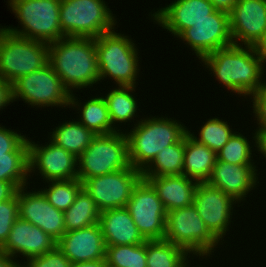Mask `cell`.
I'll use <instances>...</instances> for the list:
<instances>
[{"label": "cell", "mask_w": 266, "mask_h": 267, "mask_svg": "<svg viewBox=\"0 0 266 267\" xmlns=\"http://www.w3.org/2000/svg\"><path fill=\"white\" fill-rule=\"evenodd\" d=\"M201 61L231 92L251 96L262 89L264 66L254 46L232 44L204 56Z\"/></svg>", "instance_id": "obj_1"}, {"label": "cell", "mask_w": 266, "mask_h": 267, "mask_svg": "<svg viewBox=\"0 0 266 267\" xmlns=\"http://www.w3.org/2000/svg\"><path fill=\"white\" fill-rule=\"evenodd\" d=\"M49 64L70 93L100 81L95 38L63 37L49 43Z\"/></svg>", "instance_id": "obj_2"}, {"label": "cell", "mask_w": 266, "mask_h": 267, "mask_svg": "<svg viewBox=\"0 0 266 267\" xmlns=\"http://www.w3.org/2000/svg\"><path fill=\"white\" fill-rule=\"evenodd\" d=\"M140 120L125 134L130 165L142 172L164 147L177 143L188 129L176 119L162 116Z\"/></svg>", "instance_id": "obj_3"}, {"label": "cell", "mask_w": 266, "mask_h": 267, "mask_svg": "<svg viewBox=\"0 0 266 267\" xmlns=\"http://www.w3.org/2000/svg\"><path fill=\"white\" fill-rule=\"evenodd\" d=\"M132 39L114 29L95 38L101 79L109 77L118 86H135L139 72L138 49Z\"/></svg>", "instance_id": "obj_4"}, {"label": "cell", "mask_w": 266, "mask_h": 267, "mask_svg": "<svg viewBox=\"0 0 266 267\" xmlns=\"http://www.w3.org/2000/svg\"><path fill=\"white\" fill-rule=\"evenodd\" d=\"M61 0H8L15 17L17 16L21 29L5 27L14 35L32 40L51 43L62 39L60 28Z\"/></svg>", "instance_id": "obj_5"}, {"label": "cell", "mask_w": 266, "mask_h": 267, "mask_svg": "<svg viewBox=\"0 0 266 267\" xmlns=\"http://www.w3.org/2000/svg\"><path fill=\"white\" fill-rule=\"evenodd\" d=\"M105 3L104 0H61L63 36L97 38L115 29L117 21Z\"/></svg>", "instance_id": "obj_6"}, {"label": "cell", "mask_w": 266, "mask_h": 267, "mask_svg": "<svg viewBox=\"0 0 266 267\" xmlns=\"http://www.w3.org/2000/svg\"><path fill=\"white\" fill-rule=\"evenodd\" d=\"M49 63V44L14 35L0 34V77L13 84L17 79Z\"/></svg>", "instance_id": "obj_7"}, {"label": "cell", "mask_w": 266, "mask_h": 267, "mask_svg": "<svg viewBox=\"0 0 266 267\" xmlns=\"http://www.w3.org/2000/svg\"><path fill=\"white\" fill-rule=\"evenodd\" d=\"M99 134L77 158L78 179L110 174L130 166L128 141L124 132Z\"/></svg>", "instance_id": "obj_8"}, {"label": "cell", "mask_w": 266, "mask_h": 267, "mask_svg": "<svg viewBox=\"0 0 266 267\" xmlns=\"http://www.w3.org/2000/svg\"><path fill=\"white\" fill-rule=\"evenodd\" d=\"M164 240L189 255L210 256L220 241L209 231L194 205L167 212Z\"/></svg>", "instance_id": "obj_9"}, {"label": "cell", "mask_w": 266, "mask_h": 267, "mask_svg": "<svg viewBox=\"0 0 266 267\" xmlns=\"http://www.w3.org/2000/svg\"><path fill=\"white\" fill-rule=\"evenodd\" d=\"M71 93L48 63L43 68L20 77L12 84V99L20 98L37 107L69 106ZM16 99V100H15Z\"/></svg>", "instance_id": "obj_10"}, {"label": "cell", "mask_w": 266, "mask_h": 267, "mask_svg": "<svg viewBox=\"0 0 266 267\" xmlns=\"http://www.w3.org/2000/svg\"><path fill=\"white\" fill-rule=\"evenodd\" d=\"M142 178L141 171L130 165L110 174L87 178L82 181V188L102 212L126 207L133 189Z\"/></svg>", "instance_id": "obj_11"}, {"label": "cell", "mask_w": 266, "mask_h": 267, "mask_svg": "<svg viewBox=\"0 0 266 267\" xmlns=\"http://www.w3.org/2000/svg\"><path fill=\"white\" fill-rule=\"evenodd\" d=\"M126 208L146 240L164 239L167 211L146 179L142 178L135 186Z\"/></svg>", "instance_id": "obj_12"}, {"label": "cell", "mask_w": 266, "mask_h": 267, "mask_svg": "<svg viewBox=\"0 0 266 267\" xmlns=\"http://www.w3.org/2000/svg\"><path fill=\"white\" fill-rule=\"evenodd\" d=\"M202 59L204 56L233 43L230 33L229 14L215 10L209 18L184 30L179 36Z\"/></svg>", "instance_id": "obj_13"}, {"label": "cell", "mask_w": 266, "mask_h": 267, "mask_svg": "<svg viewBox=\"0 0 266 267\" xmlns=\"http://www.w3.org/2000/svg\"><path fill=\"white\" fill-rule=\"evenodd\" d=\"M49 141V144L40 146L28 139L29 173H34L37 169L43 180L47 182L76 179L78 177L77 157Z\"/></svg>", "instance_id": "obj_14"}, {"label": "cell", "mask_w": 266, "mask_h": 267, "mask_svg": "<svg viewBox=\"0 0 266 267\" xmlns=\"http://www.w3.org/2000/svg\"><path fill=\"white\" fill-rule=\"evenodd\" d=\"M234 203H237L236 200L221 189L208 183H198L193 205L206 227L219 241L229 230Z\"/></svg>", "instance_id": "obj_15"}, {"label": "cell", "mask_w": 266, "mask_h": 267, "mask_svg": "<svg viewBox=\"0 0 266 267\" xmlns=\"http://www.w3.org/2000/svg\"><path fill=\"white\" fill-rule=\"evenodd\" d=\"M229 22L235 45L256 47L266 37V0H238Z\"/></svg>", "instance_id": "obj_16"}, {"label": "cell", "mask_w": 266, "mask_h": 267, "mask_svg": "<svg viewBox=\"0 0 266 267\" xmlns=\"http://www.w3.org/2000/svg\"><path fill=\"white\" fill-rule=\"evenodd\" d=\"M26 189L23 186L17 191L19 217L58 241L66 233L64 212L50 204L41 190Z\"/></svg>", "instance_id": "obj_17"}, {"label": "cell", "mask_w": 266, "mask_h": 267, "mask_svg": "<svg viewBox=\"0 0 266 267\" xmlns=\"http://www.w3.org/2000/svg\"><path fill=\"white\" fill-rule=\"evenodd\" d=\"M215 10L208 0H175L151 14V18L178 38L187 28L209 18Z\"/></svg>", "instance_id": "obj_18"}, {"label": "cell", "mask_w": 266, "mask_h": 267, "mask_svg": "<svg viewBox=\"0 0 266 267\" xmlns=\"http://www.w3.org/2000/svg\"><path fill=\"white\" fill-rule=\"evenodd\" d=\"M57 247L71 263L105 259L106 244L100 224L66 232Z\"/></svg>", "instance_id": "obj_19"}, {"label": "cell", "mask_w": 266, "mask_h": 267, "mask_svg": "<svg viewBox=\"0 0 266 267\" xmlns=\"http://www.w3.org/2000/svg\"><path fill=\"white\" fill-rule=\"evenodd\" d=\"M56 246L57 241L50 235L29 221L18 217L13 223L5 244L0 249L15 259L19 254L28 260L41 256Z\"/></svg>", "instance_id": "obj_20"}, {"label": "cell", "mask_w": 266, "mask_h": 267, "mask_svg": "<svg viewBox=\"0 0 266 267\" xmlns=\"http://www.w3.org/2000/svg\"><path fill=\"white\" fill-rule=\"evenodd\" d=\"M254 164H231L216 159L212 175L207 182L210 186L221 189L238 203L259 183ZM257 183V184H256Z\"/></svg>", "instance_id": "obj_21"}, {"label": "cell", "mask_w": 266, "mask_h": 267, "mask_svg": "<svg viewBox=\"0 0 266 267\" xmlns=\"http://www.w3.org/2000/svg\"><path fill=\"white\" fill-rule=\"evenodd\" d=\"M99 224L106 246L137 245L146 241L126 207L102 211Z\"/></svg>", "instance_id": "obj_22"}, {"label": "cell", "mask_w": 266, "mask_h": 267, "mask_svg": "<svg viewBox=\"0 0 266 267\" xmlns=\"http://www.w3.org/2000/svg\"><path fill=\"white\" fill-rule=\"evenodd\" d=\"M142 177L153 186L167 212L193 204L198 183L185 175Z\"/></svg>", "instance_id": "obj_23"}, {"label": "cell", "mask_w": 266, "mask_h": 267, "mask_svg": "<svg viewBox=\"0 0 266 267\" xmlns=\"http://www.w3.org/2000/svg\"><path fill=\"white\" fill-rule=\"evenodd\" d=\"M217 156L206 145L199 143L187 132L182 175L197 182L207 183L212 175Z\"/></svg>", "instance_id": "obj_24"}, {"label": "cell", "mask_w": 266, "mask_h": 267, "mask_svg": "<svg viewBox=\"0 0 266 267\" xmlns=\"http://www.w3.org/2000/svg\"><path fill=\"white\" fill-rule=\"evenodd\" d=\"M81 104L82 103H79L78 99L75 98V95L71 93L69 108L72 107L75 109L77 107V109L81 111V118L78 121L87 129L93 131L96 135L110 134L120 131V129L112 125L107 104L103 96H96L95 98L93 97L84 102L83 105Z\"/></svg>", "instance_id": "obj_25"}, {"label": "cell", "mask_w": 266, "mask_h": 267, "mask_svg": "<svg viewBox=\"0 0 266 267\" xmlns=\"http://www.w3.org/2000/svg\"><path fill=\"white\" fill-rule=\"evenodd\" d=\"M49 138L53 143L75 155L77 158L91 144L96 134L87 129L79 121L67 120L60 124L53 132H50Z\"/></svg>", "instance_id": "obj_26"}, {"label": "cell", "mask_w": 266, "mask_h": 267, "mask_svg": "<svg viewBox=\"0 0 266 267\" xmlns=\"http://www.w3.org/2000/svg\"><path fill=\"white\" fill-rule=\"evenodd\" d=\"M185 151V135L172 145L164 147L141 172L142 176L182 175Z\"/></svg>", "instance_id": "obj_27"}, {"label": "cell", "mask_w": 266, "mask_h": 267, "mask_svg": "<svg viewBox=\"0 0 266 267\" xmlns=\"http://www.w3.org/2000/svg\"><path fill=\"white\" fill-rule=\"evenodd\" d=\"M101 211L82 188L74 203L64 212L66 232L99 223Z\"/></svg>", "instance_id": "obj_28"}, {"label": "cell", "mask_w": 266, "mask_h": 267, "mask_svg": "<svg viewBox=\"0 0 266 267\" xmlns=\"http://www.w3.org/2000/svg\"><path fill=\"white\" fill-rule=\"evenodd\" d=\"M189 254L164 239L146 240L147 267H184Z\"/></svg>", "instance_id": "obj_29"}, {"label": "cell", "mask_w": 266, "mask_h": 267, "mask_svg": "<svg viewBox=\"0 0 266 267\" xmlns=\"http://www.w3.org/2000/svg\"><path fill=\"white\" fill-rule=\"evenodd\" d=\"M133 91L135 86H119L103 97L113 126L118 122H131V119L137 116L135 113L138 106L135 96L131 94Z\"/></svg>", "instance_id": "obj_30"}, {"label": "cell", "mask_w": 266, "mask_h": 267, "mask_svg": "<svg viewBox=\"0 0 266 267\" xmlns=\"http://www.w3.org/2000/svg\"><path fill=\"white\" fill-rule=\"evenodd\" d=\"M108 267H147L146 241L137 245L106 246Z\"/></svg>", "instance_id": "obj_31"}, {"label": "cell", "mask_w": 266, "mask_h": 267, "mask_svg": "<svg viewBox=\"0 0 266 267\" xmlns=\"http://www.w3.org/2000/svg\"><path fill=\"white\" fill-rule=\"evenodd\" d=\"M29 152H10L0 156V181L14 183L18 188L28 184Z\"/></svg>", "instance_id": "obj_32"}, {"label": "cell", "mask_w": 266, "mask_h": 267, "mask_svg": "<svg viewBox=\"0 0 266 267\" xmlns=\"http://www.w3.org/2000/svg\"><path fill=\"white\" fill-rule=\"evenodd\" d=\"M48 189H40L50 204L56 209L65 212L75 201L79 191L82 189V182L76 179L48 181Z\"/></svg>", "instance_id": "obj_33"}, {"label": "cell", "mask_w": 266, "mask_h": 267, "mask_svg": "<svg viewBox=\"0 0 266 267\" xmlns=\"http://www.w3.org/2000/svg\"><path fill=\"white\" fill-rule=\"evenodd\" d=\"M188 132L199 143L206 145L209 149L217 153L229 141L230 137L234 134L232 128L228 125L227 121L222 119L211 118L201 127L199 137L194 135V132Z\"/></svg>", "instance_id": "obj_34"}, {"label": "cell", "mask_w": 266, "mask_h": 267, "mask_svg": "<svg viewBox=\"0 0 266 267\" xmlns=\"http://www.w3.org/2000/svg\"><path fill=\"white\" fill-rule=\"evenodd\" d=\"M251 148L249 139L234 131L229 141L216 153L217 160L231 164H255L251 159Z\"/></svg>", "instance_id": "obj_35"}, {"label": "cell", "mask_w": 266, "mask_h": 267, "mask_svg": "<svg viewBox=\"0 0 266 267\" xmlns=\"http://www.w3.org/2000/svg\"><path fill=\"white\" fill-rule=\"evenodd\" d=\"M19 217L17 194L0 202V248L5 244L13 223Z\"/></svg>", "instance_id": "obj_36"}, {"label": "cell", "mask_w": 266, "mask_h": 267, "mask_svg": "<svg viewBox=\"0 0 266 267\" xmlns=\"http://www.w3.org/2000/svg\"><path fill=\"white\" fill-rule=\"evenodd\" d=\"M10 152H29L28 139L26 135L0 125V156Z\"/></svg>", "instance_id": "obj_37"}, {"label": "cell", "mask_w": 266, "mask_h": 267, "mask_svg": "<svg viewBox=\"0 0 266 267\" xmlns=\"http://www.w3.org/2000/svg\"><path fill=\"white\" fill-rule=\"evenodd\" d=\"M21 267H70L71 262L56 246L41 256L28 259ZM26 264V265H25Z\"/></svg>", "instance_id": "obj_38"}, {"label": "cell", "mask_w": 266, "mask_h": 267, "mask_svg": "<svg viewBox=\"0 0 266 267\" xmlns=\"http://www.w3.org/2000/svg\"><path fill=\"white\" fill-rule=\"evenodd\" d=\"M251 99L253 101V113H255V118H257V124L259 125L258 127H266V93L261 89L253 93Z\"/></svg>", "instance_id": "obj_39"}, {"label": "cell", "mask_w": 266, "mask_h": 267, "mask_svg": "<svg viewBox=\"0 0 266 267\" xmlns=\"http://www.w3.org/2000/svg\"><path fill=\"white\" fill-rule=\"evenodd\" d=\"M13 102L12 84L0 77V110Z\"/></svg>", "instance_id": "obj_40"}, {"label": "cell", "mask_w": 266, "mask_h": 267, "mask_svg": "<svg viewBox=\"0 0 266 267\" xmlns=\"http://www.w3.org/2000/svg\"><path fill=\"white\" fill-rule=\"evenodd\" d=\"M18 189L12 182L0 181V202L12 199L17 194Z\"/></svg>", "instance_id": "obj_41"}, {"label": "cell", "mask_w": 266, "mask_h": 267, "mask_svg": "<svg viewBox=\"0 0 266 267\" xmlns=\"http://www.w3.org/2000/svg\"><path fill=\"white\" fill-rule=\"evenodd\" d=\"M254 133L253 140L255 141L254 147H257L258 152L266 159V127H258Z\"/></svg>", "instance_id": "obj_42"}, {"label": "cell", "mask_w": 266, "mask_h": 267, "mask_svg": "<svg viewBox=\"0 0 266 267\" xmlns=\"http://www.w3.org/2000/svg\"><path fill=\"white\" fill-rule=\"evenodd\" d=\"M216 10L230 13L238 0H208Z\"/></svg>", "instance_id": "obj_43"}, {"label": "cell", "mask_w": 266, "mask_h": 267, "mask_svg": "<svg viewBox=\"0 0 266 267\" xmlns=\"http://www.w3.org/2000/svg\"><path fill=\"white\" fill-rule=\"evenodd\" d=\"M14 257L8 255L5 251L0 249V267H21V263L19 261H15Z\"/></svg>", "instance_id": "obj_44"}, {"label": "cell", "mask_w": 266, "mask_h": 267, "mask_svg": "<svg viewBox=\"0 0 266 267\" xmlns=\"http://www.w3.org/2000/svg\"><path fill=\"white\" fill-rule=\"evenodd\" d=\"M70 267H108V265L106 259H99L82 263H71Z\"/></svg>", "instance_id": "obj_45"}, {"label": "cell", "mask_w": 266, "mask_h": 267, "mask_svg": "<svg viewBox=\"0 0 266 267\" xmlns=\"http://www.w3.org/2000/svg\"><path fill=\"white\" fill-rule=\"evenodd\" d=\"M263 65L266 62V37L256 46Z\"/></svg>", "instance_id": "obj_46"}, {"label": "cell", "mask_w": 266, "mask_h": 267, "mask_svg": "<svg viewBox=\"0 0 266 267\" xmlns=\"http://www.w3.org/2000/svg\"><path fill=\"white\" fill-rule=\"evenodd\" d=\"M262 90L266 93V81H263Z\"/></svg>", "instance_id": "obj_47"}, {"label": "cell", "mask_w": 266, "mask_h": 267, "mask_svg": "<svg viewBox=\"0 0 266 267\" xmlns=\"http://www.w3.org/2000/svg\"><path fill=\"white\" fill-rule=\"evenodd\" d=\"M4 30V28L2 27V28H0V34H1V32Z\"/></svg>", "instance_id": "obj_48"}]
</instances>
